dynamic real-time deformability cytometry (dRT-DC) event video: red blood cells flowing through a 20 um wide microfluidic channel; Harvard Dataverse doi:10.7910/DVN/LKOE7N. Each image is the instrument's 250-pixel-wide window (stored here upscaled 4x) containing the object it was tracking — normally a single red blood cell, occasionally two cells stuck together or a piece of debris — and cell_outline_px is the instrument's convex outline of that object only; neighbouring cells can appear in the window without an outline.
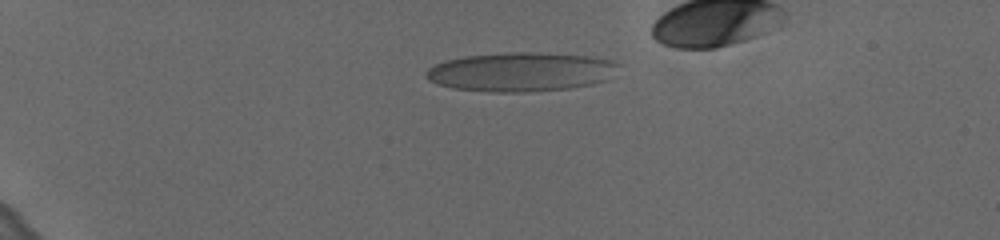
{"species": "human", "species_latin": "Homo sapiens", "temperature_condition": "cold", "stored_images_in_passage": 41, "segment_of_instrument_passage": [1, 2], "camera_frame_rate_fps": 3000, "um_per_image_px": 0.085, "donor": {"sex": "female"}, "frame": {"image": 1, "passage_image": 1, "time_ms": 0.0, "image_size_px": [1000, 240], "cell_outline_px": [[620, 64], [608, 80], [592, 84], [568, 88], [524, 92], [488, 92], [452, 88], [436, 84], [428, 80], [424, 76], [424, 72], [428, 68], [436, 64], [448, 60], [464, 56], [508, 52], [536, 52], [588, 56], [612, 60]], "centroid_in_image_um": [44.25, 6.11], "position_along_channel_um": 40.8, "area_um2": 43.99}}
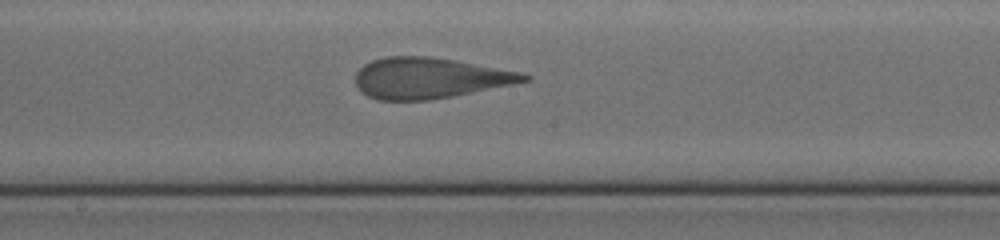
{"frame": {"image": 2, "passage_image": 21, "time_ms": 6.667, "image_size_px": [1000, 240], "cell_outline_px": [[532, 80], [452, 96], [428, 100], [376, 100], [368, 96], [356, 88], [356, 72], [364, 64], [372, 60], [384, 56], [428, 56], [456, 60], [520, 72], [532, 76]], "centroid_in_image_um": [36.48, 6.63], "position_along_channel_um": 211.7, "area_um2": 40.06}}
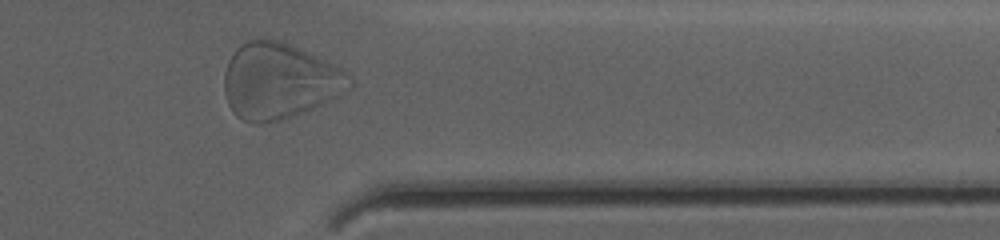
{"frame": {"image": 3, "passage_image": 36, "time_ms": 11.667, "image_size_px": [1000, 240], "cell_outline_px": [[352, 88], [320, 104], [292, 116], [280, 120], [260, 124], [252, 124], [236, 116], [232, 112], [228, 104], [224, 92], [224, 72], [228, 60], [236, 48], [240, 44], [248, 40], [264, 36], [280, 40], [332, 64], [340, 68], [352, 76]], "centroid_in_image_um": [23.68, 6.87], "position_along_channel_um": 387.7, "area_um2": 55.43}}